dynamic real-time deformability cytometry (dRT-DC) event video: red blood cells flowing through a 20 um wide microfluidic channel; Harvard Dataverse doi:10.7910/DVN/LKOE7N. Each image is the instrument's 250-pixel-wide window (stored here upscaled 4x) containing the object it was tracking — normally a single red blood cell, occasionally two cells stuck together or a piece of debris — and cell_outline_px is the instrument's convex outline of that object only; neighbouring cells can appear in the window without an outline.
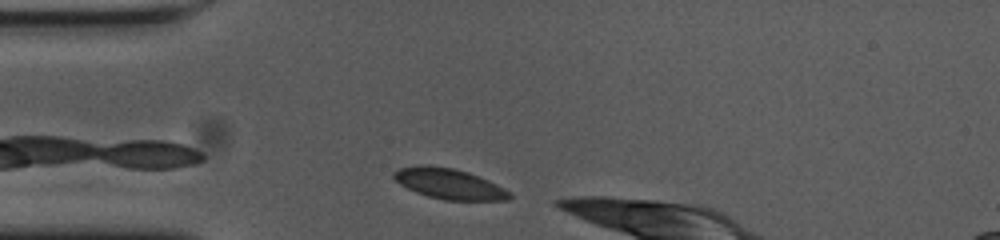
{"species": "common noctule bat (a hibernating species)", "species_latin": "Nyctalus noctula", "temperature_condition": "cold", "stored_images_in_passage": 11, "camera_frame_rate_fps": 3000, "um_per_image_px": 0.085, "animal": {"sex": "female", "body_mass_g": 23.0, "forearm_length_mm": 53.4}, "frame": {"image": 1, "passage_image": 1, "time_ms": 0.0, "image_size_px": [1000, 240], "cell_outline_px": [[512, 196], [508, 200], [444, 200], [428, 196], [416, 192], [400, 184], [392, 176], [392, 172], [400, 168], [420, 164], [424, 164], [452, 168], [468, 172], [488, 180], [512, 192]], "centroid_in_image_um": [38.17, 15.62], "position_along_channel_um": 46.8, "area_um2": 20.58}}
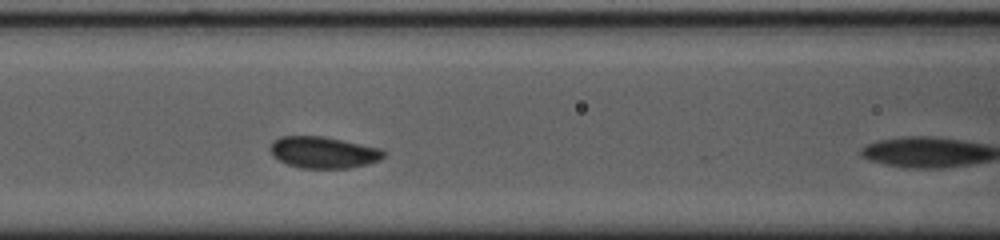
{"frame": {"image": 2, "passage_image": 10, "time_ms": 3.0, "image_size_px": [1000, 240], "cell_outline_px": [[384, 156], [380, 160], [368, 164], [348, 168], [300, 168], [288, 164], [272, 156], [268, 148], [280, 136], [324, 136], [380, 148], [384, 152]], "centroid_in_image_um": [27.48, 12.95], "position_along_channel_um": 139.1, "area_um2": 20.81}}